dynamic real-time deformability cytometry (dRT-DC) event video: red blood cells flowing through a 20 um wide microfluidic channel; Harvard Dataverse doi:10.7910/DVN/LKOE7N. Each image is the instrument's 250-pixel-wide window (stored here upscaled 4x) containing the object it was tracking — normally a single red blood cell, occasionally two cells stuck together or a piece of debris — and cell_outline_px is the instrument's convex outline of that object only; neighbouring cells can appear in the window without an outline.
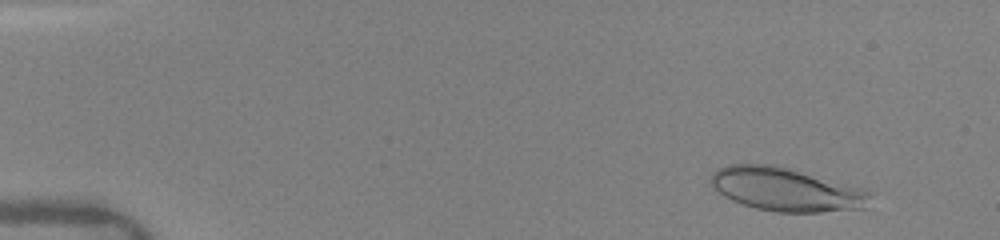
{"species": "human", "species_latin": "Homo sapiens", "temperature_condition": "warm", "stored_images_in_passage": 54, "camera_frame_rate_fps": 3000, "um_per_image_px": 0.085, "donor": {"sex": "female"}, "frame": {"image": 1, "passage_image": 6, "time_ms": 1.0, "image_size_px": [1000, 240], "cell_outline_px": [[868, 196], [864, 208], [820, 212], [776, 212], [756, 208], [732, 200], [724, 196], [712, 188], [708, 180], [708, 176], [716, 168], [728, 164], [776, 164], [864, 188], [868, 192]], "centroid_in_image_um": [66.72, 16.07], "position_along_channel_um": 18.3, "area_um2": 40.52}}
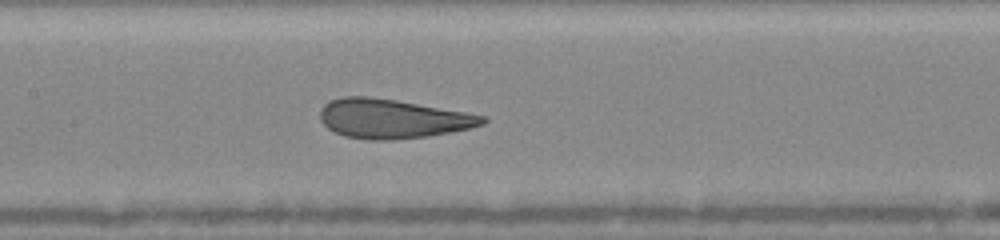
{"frame": {"image": 2, "passage_image": 34, "time_ms": 7.667, "image_size_px": [1000, 240], "cell_outline_px": [[488, 120], [484, 124], [468, 128], [428, 136], [392, 140], [368, 140], [344, 136], [328, 128], [320, 120], [320, 108], [328, 100], [344, 96], [368, 96], [396, 100], [464, 112], [484, 116]], "centroid_in_image_um": [33.3, 10.08], "position_along_channel_um": 174.1, "area_um2": 36.99}}
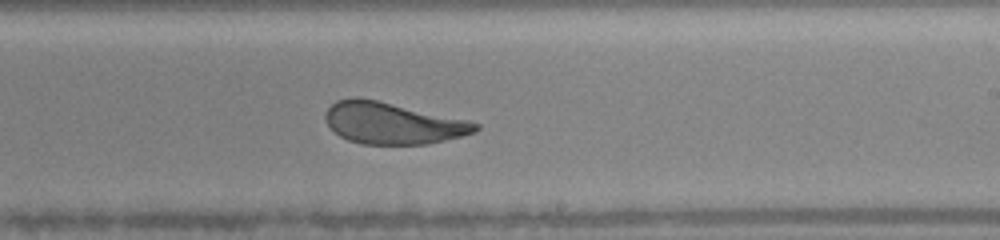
{"frame": {"image": 3, "passage_image": 43, "time_ms": 9.667, "image_size_px": [1000, 240], "cell_outline_px": [[480, 128], [476, 132], [428, 144], [360, 144], [348, 140], [340, 136], [328, 124], [324, 116], [328, 108], [336, 100], [352, 96], [356, 96], [376, 100], [468, 120], [480, 124]], "centroid_in_image_um": [33.36, 10.46], "position_along_channel_um": 255.6, "area_um2": 36.18}}